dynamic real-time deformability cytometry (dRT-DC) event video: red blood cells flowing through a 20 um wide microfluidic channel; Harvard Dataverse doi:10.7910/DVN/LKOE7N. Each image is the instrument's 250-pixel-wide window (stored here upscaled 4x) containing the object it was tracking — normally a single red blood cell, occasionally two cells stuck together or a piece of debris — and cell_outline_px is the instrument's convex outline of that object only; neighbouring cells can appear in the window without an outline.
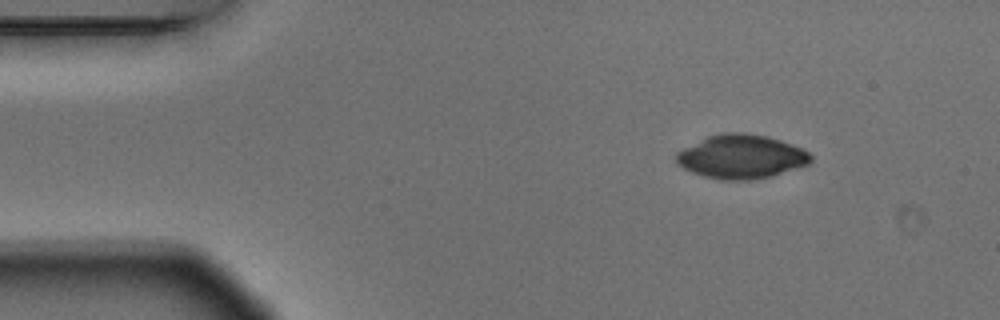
{"species": "Egyptian fruit bat (a non-hibernating species)", "species_latin": "Rousettus aegyptiacus", "temperature_condition": "warm", "stored_images_in_passage": 4, "segment_of_instrument_passage": [1, 2], "camera_frame_rate_fps": 3000, "um_per_image_px": 0.085, "animal": {"sex": "male"}, "frame": {"image": 1, "passage_image": 1, "time_ms": 0.0, "image_size_px": [1000, 320], "cell_outline_px": [[812, 160], [808, 164], [772, 176], [752, 180], [720, 180], [704, 176], [692, 172], [676, 164], [676, 152], [708, 136], [724, 132], [744, 132], [768, 136], [792, 144], [808, 152], [812, 156]], "centroid_in_image_um": [63.0, 13.32], "position_along_channel_um": 22.0, "area_um2": 34.39}}